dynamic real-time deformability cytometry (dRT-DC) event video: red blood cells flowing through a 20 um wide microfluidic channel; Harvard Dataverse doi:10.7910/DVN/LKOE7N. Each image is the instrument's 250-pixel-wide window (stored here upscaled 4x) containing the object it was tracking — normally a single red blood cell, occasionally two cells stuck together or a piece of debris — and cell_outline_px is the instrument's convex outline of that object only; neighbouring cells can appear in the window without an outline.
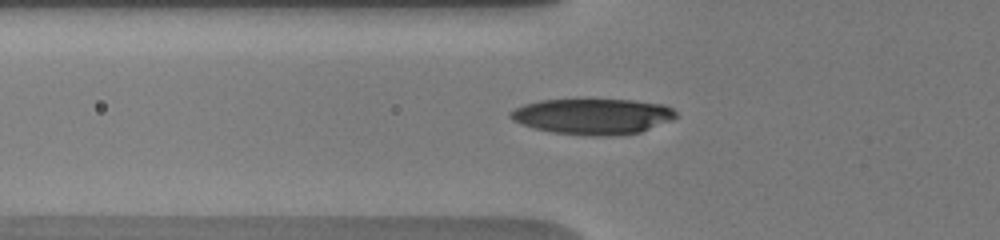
{"species": "human", "species_latin": "Homo sapiens", "temperature_condition": "warm", "stored_images_in_passage": 9, "camera_frame_rate_fps": 3000, "um_per_image_px": 0.085, "donor": {"sex": "male"}, "frame": {"image": 1, "passage_image": 3, "time_ms": 0.333, "image_size_px": [1000, 240], "cell_outline_px": [[676, 116], [672, 120], [640, 132], [612, 136], [592, 136], [552, 132], [536, 128], [512, 120], [508, 116], [508, 112], [524, 104], [540, 100], [632, 100], [664, 104], [672, 108], [676, 112]], "centroid_in_image_um": [50.39, 9.89], "position_along_channel_um": 75.4, "area_um2": 34.33}}